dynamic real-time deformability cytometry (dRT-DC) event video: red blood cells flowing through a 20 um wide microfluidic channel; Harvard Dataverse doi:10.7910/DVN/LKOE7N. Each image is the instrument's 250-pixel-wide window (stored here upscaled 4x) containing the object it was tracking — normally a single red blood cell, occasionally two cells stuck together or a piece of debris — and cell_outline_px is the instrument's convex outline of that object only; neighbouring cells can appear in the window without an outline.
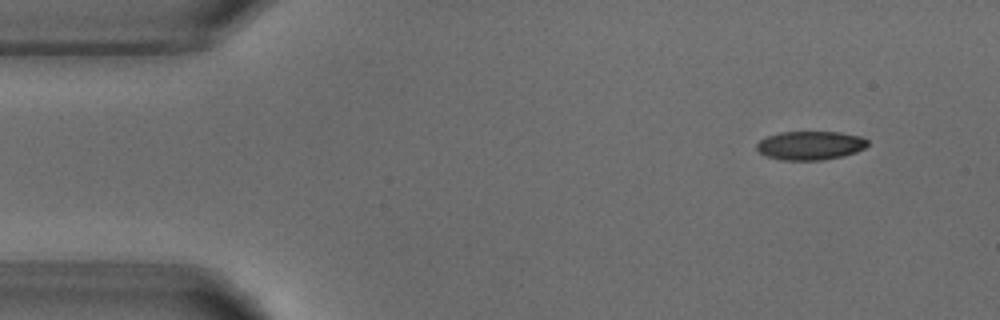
{"species": "common noctule bat (a hibernating species)", "species_latin": "Nyctalus noctula", "temperature_condition": "warm", "stored_images_in_passage": 3, "camera_frame_rate_fps": 3000, "um_per_image_px": 0.085, "animal": {"sex": "male", "body_mass_g": 18.8}, "frame": {"image": 1, "passage_image": 1, "time_ms": 0.0, "image_size_px": [1000, 320], "cell_outline_px": [[868, 144], [864, 148], [856, 152], [840, 156], [820, 160], [780, 160], [764, 156], [756, 148], [756, 144], [760, 140], [768, 136], [780, 132], [840, 132], [860, 136], [868, 140]], "centroid_in_image_um": [68.85, 12.36], "position_along_channel_um": 16.2, "area_um2": 18.55}}